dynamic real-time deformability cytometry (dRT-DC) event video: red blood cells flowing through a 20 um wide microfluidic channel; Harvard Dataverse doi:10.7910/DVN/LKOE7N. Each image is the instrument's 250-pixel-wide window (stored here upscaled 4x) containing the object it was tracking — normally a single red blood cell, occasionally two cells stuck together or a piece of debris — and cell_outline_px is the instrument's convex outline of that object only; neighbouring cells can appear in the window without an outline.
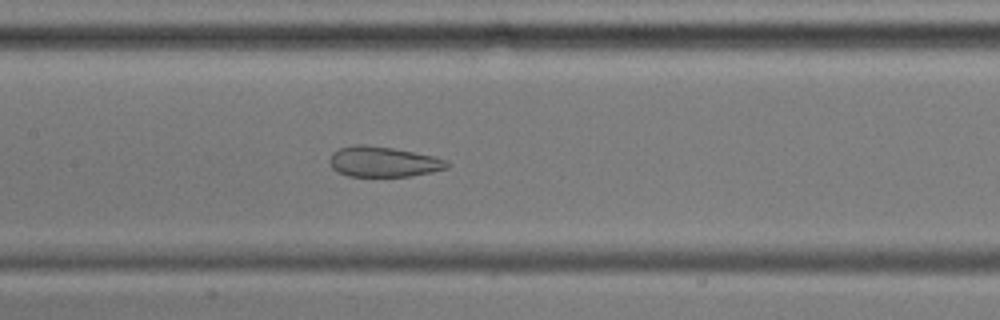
{"species": "common noctule bat (a hibernating species)", "species_latin": "Nyctalus noctula", "temperature_condition": "cold", "stored_images_in_passage": 53, "camera_frame_rate_fps": 3000, "um_per_image_px": 0.085, "animal": {"sex": "male", "body_mass_g": 17.9, "forearm_length_mm": 54.2}, "frame": {"image": 1, "passage_image": 24, "time_ms": 7.667, "image_size_px": [1000, 320], "cell_outline_px": [[452, 164], [448, 168], [432, 172], [412, 176], [348, 176], [336, 172], [332, 168], [328, 160], [332, 152], [340, 148], [352, 144], [364, 144], [392, 148], [432, 156], [448, 160]], "centroid_in_image_um": [32.57, 13.75], "position_along_channel_um": 174.8, "area_um2": 20.98}}
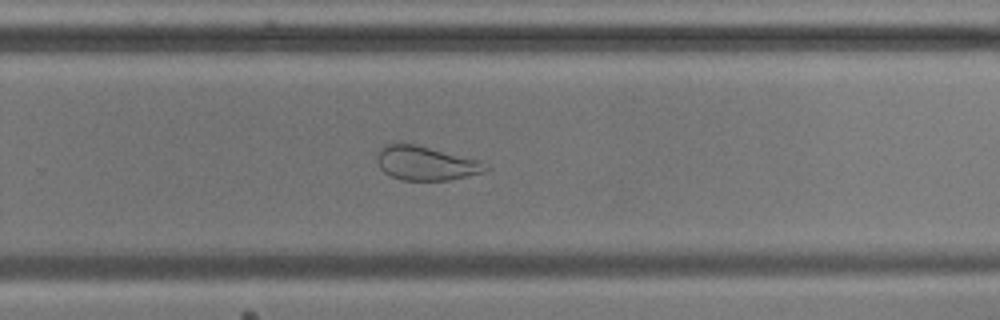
{"frame": {"image": 2, "passage_image": 34, "time_ms": 11.0, "image_size_px": [1000, 320], "cell_outline_px": [[492, 168], [484, 172], [448, 180], [400, 180], [384, 172], [380, 168], [376, 160], [376, 156], [380, 148], [384, 144], [416, 144], [480, 160]], "centroid_in_image_um": [36.2, 13.87], "position_along_channel_um": 293.6, "area_um2": 21.62}}
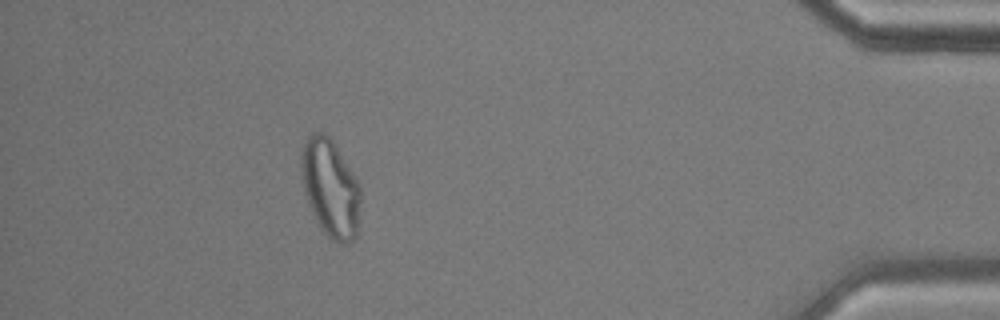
{"frame": {"image": 3, "passage_image": 48, "time_ms": 15.667, "image_size_px": [1000, 320], "cell_outline_px": [[360, 200], [356, 236], [348, 244], [344, 244], [332, 240], [320, 228], [308, 204], [304, 192], [300, 176], [300, 148], [304, 140], [312, 132], [324, 132], [332, 140], [360, 184]], "centroid_in_image_um": [28.04, 15.95], "position_along_channel_um": 407.2, "area_um2": 34.16}}